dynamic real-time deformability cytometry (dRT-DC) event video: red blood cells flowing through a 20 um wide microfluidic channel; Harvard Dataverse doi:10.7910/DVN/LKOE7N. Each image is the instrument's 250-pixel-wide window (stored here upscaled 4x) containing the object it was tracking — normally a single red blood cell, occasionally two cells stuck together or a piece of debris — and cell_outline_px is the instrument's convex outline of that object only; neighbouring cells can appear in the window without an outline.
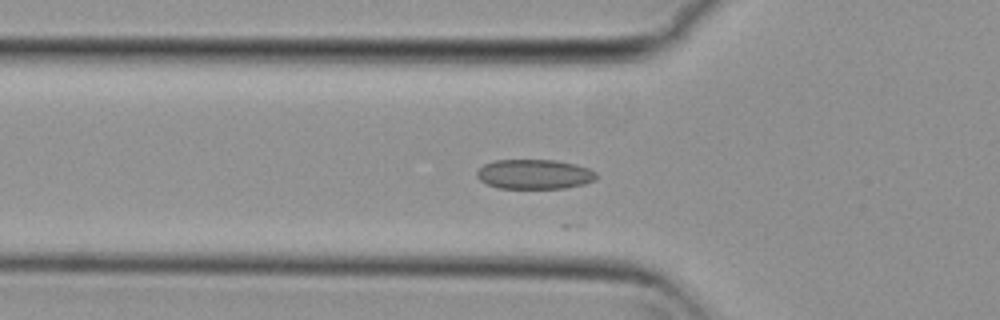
{"species": "common noctule bat (a hibernating species)", "species_latin": "Nyctalus noctula", "temperature_condition": "cold", "stored_images_in_passage": 23, "camera_frame_rate_fps": 3000, "um_per_image_px": 0.085, "animal": {"sex": "female", "body_mass_g": 29.2, "forearm_length_mm": 56.3}, "frame": {"image": 1, "passage_image": 17, "time_ms": 5.333, "image_size_px": [1000, 320], "cell_outline_px": [[596, 180], [584, 184], [564, 188], [496, 188], [480, 180], [476, 176], [476, 172], [484, 164], [496, 160], [556, 160], [576, 164], [588, 168], [596, 172]], "centroid_in_image_um": [45.43, 14.81], "position_along_channel_um": 80.4, "area_um2": 20.69}}
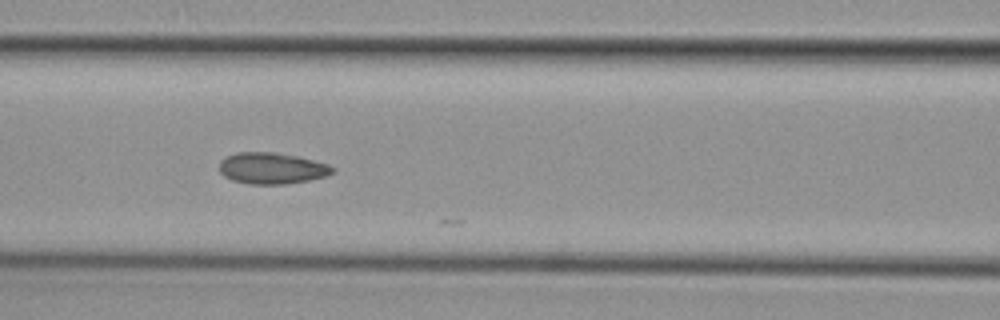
{"frame": {"image": 2, "passage_image": 22, "time_ms": 7.0, "image_size_px": [1000, 320], "cell_outline_px": [[336, 172], [324, 176], [308, 180], [284, 184], [248, 184], [232, 180], [224, 176], [220, 172], [220, 160], [236, 152], [276, 152], [300, 156], [328, 164], [336, 168]], "centroid_in_image_um": [23.13, 14.29], "position_along_channel_um": 143.5, "area_um2": 20.81}}